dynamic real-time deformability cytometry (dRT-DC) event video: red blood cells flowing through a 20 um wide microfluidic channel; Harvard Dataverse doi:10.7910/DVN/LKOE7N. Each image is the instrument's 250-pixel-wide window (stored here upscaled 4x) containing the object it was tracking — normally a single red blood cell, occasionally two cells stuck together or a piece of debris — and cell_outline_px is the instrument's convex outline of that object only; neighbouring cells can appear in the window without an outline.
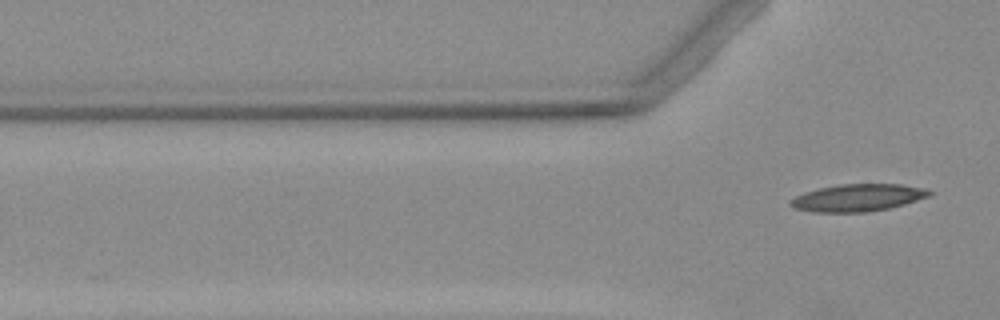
{"species": "Egyptian fruit bat (a non-hibernating species)", "species_latin": "Rousettus aegyptiacus", "temperature_condition": "warm", "stored_images_in_passage": 5, "camera_frame_rate_fps": 3000, "um_per_image_px": 0.085, "animal": {"sex": "female"}, "frame": {"image": 1, "passage_image": 5, "time_ms": 5.667, "image_size_px": [1000, 320], "cell_outline_px": [[932, 196], [904, 204], [888, 208], [868, 212], [812, 212], [796, 208], [788, 204], [788, 200], [804, 192], [820, 188], [840, 184], [904, 184], [920, 188], [932, 192]], "centroid_in_image_um": [72.9, 16.81], "position_along_channel_um": 52.9, "area_um2": 22.02}}